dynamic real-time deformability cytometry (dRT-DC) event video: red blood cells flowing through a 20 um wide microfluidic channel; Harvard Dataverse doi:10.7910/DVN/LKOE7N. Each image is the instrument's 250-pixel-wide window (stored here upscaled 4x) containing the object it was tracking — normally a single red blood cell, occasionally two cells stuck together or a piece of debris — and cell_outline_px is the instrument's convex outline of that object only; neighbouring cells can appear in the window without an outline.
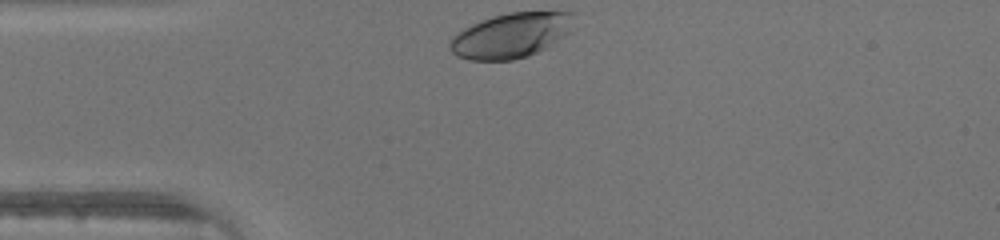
{"species": "human", "species_latin": "Homo sapiens", "temperature_condition": "warm", "stored_images_in_passage": 26, "camera_frame_rate_fps": 3000, "um_per_image_px": 0.085, "donor": {"sex": "male"}, "frame": {"image": 1, "passage_image": 1, "time_ms": 0.0, "image_size_px": [1000, 240], "cell_outline_px": [[576, 28], [572, 32], [544, 48], [528, 56], [512, 60], [468, 60], [456, 56], [448, 48], [448, 40], [452, 36], [464, 28], [472, 24], [508, 12], [576, 12]], "centroid_in_image_um": [43.48, 3.0], "position_along_channel_um": 41.5, "area_um2": 32.83}}
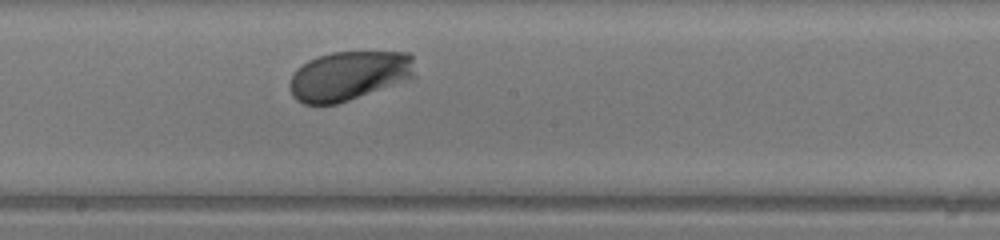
{"frame": {"image": 2, "passage_image": 15, "time_ms": 4.667, "image_size_px": [1000, 240], "cell_outline_px": [[416, 76], [412, 80], [336, 104], [304, 104], [296, 100], [292, 96], [288, 88], [288, 84], [296, 68], [308, 60], [332, 52], [408, 52], [412, 56]], "centroid_in_image_um": [29.68, 6.45], "position_along_channel_um": 218.5, "area_um2": 36.53}}
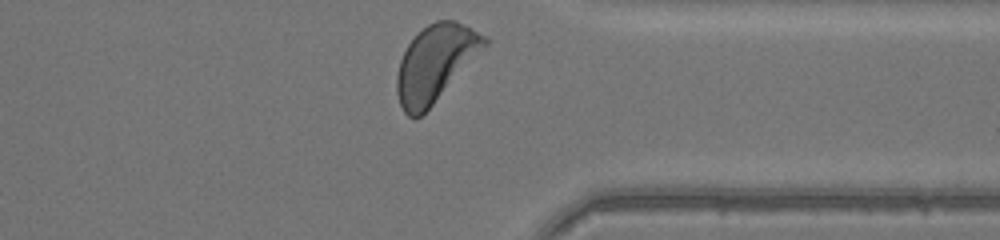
{"frame": {"image": 3, "passage_image": 26, "time_ms": 8.333, "image_size_px": [1000, 240], "cell_outline_px": [[488, 44], [432, 104], [420, 116], [408, 116], [404, 112], [400, 104], [396, 92], [396, 76], [400, 60], [408, 44], [428, 24], [436, 20], [456, 20], [488, 36]], "centroid_in_image_um": [37.0, 5.34], "position_along_channel_um": 374.4, "area_um2": 38.26}}